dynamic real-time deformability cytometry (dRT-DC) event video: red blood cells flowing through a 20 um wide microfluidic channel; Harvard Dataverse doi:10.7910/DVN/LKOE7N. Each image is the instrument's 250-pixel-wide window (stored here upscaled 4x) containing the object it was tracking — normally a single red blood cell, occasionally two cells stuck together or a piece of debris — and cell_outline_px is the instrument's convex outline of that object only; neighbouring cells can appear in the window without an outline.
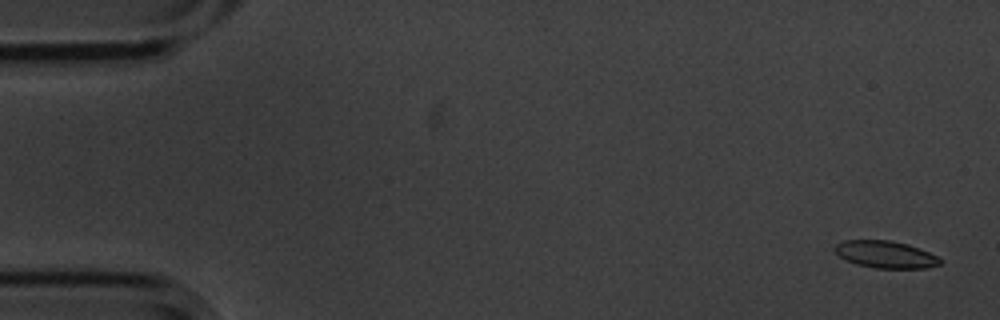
{"species": "common noctule bat (a hibernating species)", "species_latin": "Nyctalus noctula", "temperature_condition": "cold", "stored_images_in_passage": 6, "segment_of_instrument_passage": [1, 2], "camera_frame_rate_fps": 3000, "um_per_image_px": 0.085, "animal": {"sex": "male", "body_mass_g": 20.1, "forearm_length_mm": 53.5}, "frame": {"image": 1, "passage_image": 1, "time_ms": 0.0, "image_size_px": [1000, 320], "cell_outline_px": [[940, 264], [928, 268], [876, 268], [856, 264], [844, 260], [832, 248], [836, 244], [844, 240], [892, 240], [908, 244], [928, 252], [936, 256], [940, 260]], "centroid_in_image_um": [75.23, 21.62], "position_along_channel_um": 9.8, "area_um2": 16.65}}